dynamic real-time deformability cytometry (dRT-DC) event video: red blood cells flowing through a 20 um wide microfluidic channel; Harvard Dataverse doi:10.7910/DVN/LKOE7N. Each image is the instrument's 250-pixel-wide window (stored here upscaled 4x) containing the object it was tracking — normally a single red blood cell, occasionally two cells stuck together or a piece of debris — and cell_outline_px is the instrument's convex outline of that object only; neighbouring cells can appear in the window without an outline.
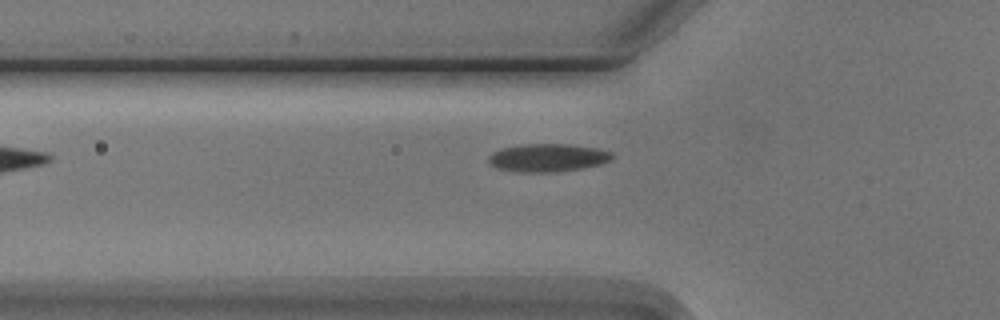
{"species": "Egyptian fruit bat (a non-hibernating species)", "species_latin": "Rousettus aegyptiacus", "temperature_condition": "cold", "stored_images_in_passage": 3, "camera_frame_rate_fps": 3000, "um_per_image_px": 0.085, "animal": {"sex": "male"}, "frame": {"image": 1, "passage_image": 2, "time_ms": 1.333, "image_size_px": [1000, 320], "cell_outline_px": [[612, 160], [600, 164], [580, 168], [556, 172], [520, 172], [500, 168], [492, 164], [488, 160], [488, 156], [492, 152], [500, 148], [524, 144], [572, 144], [596, 148], [612, 152]], "centroid_in_image_um": [46.56, 13.39], "position_along_channel_um": 79.2, "area_um2": 20.06}}
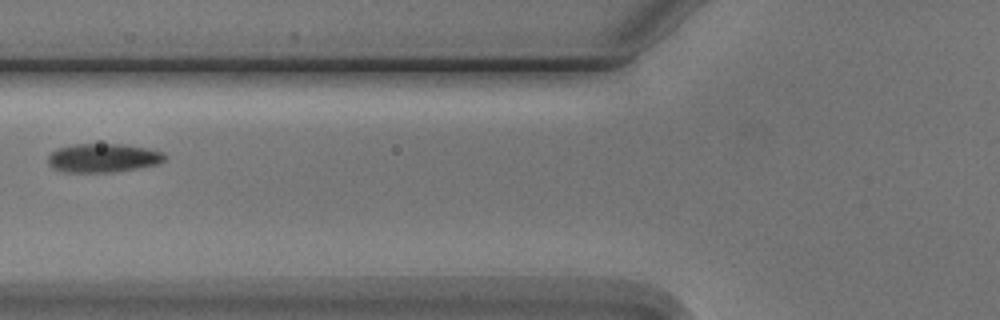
{"frame": {"image": 2, "passage_image": 3, "time_ms": 2.333, "image_size_px": [1000, 320], "cell_outline_px": [[168, 156], [160, 164], [112, 172], [64, 172], [52, 168], [48, 164], [48, 156], [56, 148], [76, 144], [124, 144], [148, 148], [164, 152]], "centroid_in_image_um": [8.78, 13.42], "position_along_channel_um": 117.0, "area_um2": 19.77}}